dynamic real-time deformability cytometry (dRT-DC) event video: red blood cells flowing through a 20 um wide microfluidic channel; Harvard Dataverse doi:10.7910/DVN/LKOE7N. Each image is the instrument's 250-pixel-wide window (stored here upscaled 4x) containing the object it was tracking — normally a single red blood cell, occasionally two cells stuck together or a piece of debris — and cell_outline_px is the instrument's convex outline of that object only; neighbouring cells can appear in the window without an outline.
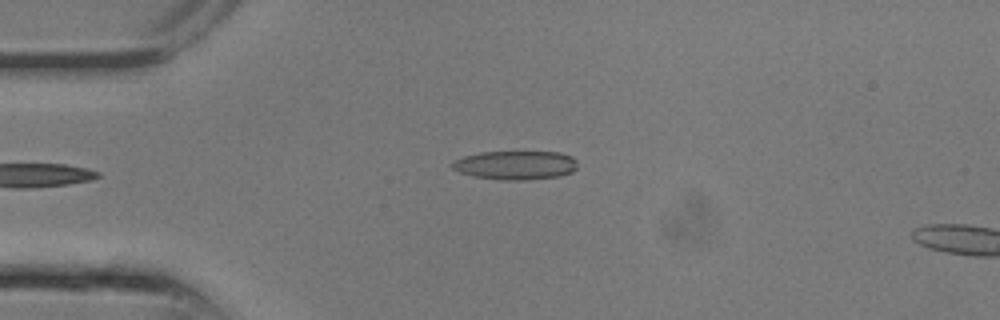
{"species": "common noctule bat (a hibernating species)", "species_latin": "Nyctalus noctula", "temperature_condition": "room temperature", "stored_images_in_passage": 8, "camera_frame_rate_fps": 3000, "um_per_image_px": 0.085, "animal": {"sex": "male", "body_mass_g": 13.3}, "frame": {"image": 1, "passage_image": 8, "time_ms": 2.333, "image_size_px": [1000, 320], "cell_outline_px": [[576, 168], [572, 172], [560, 176], [524, 180], [504, 180], [472, 176], [460, 172], [452, 168], [452, 164], [456, 160], [464, 156], [480, 152], [560, 152], [572, 156], [576, 160]], "centroid_in_image_um": [43.84, 14.04], "position_along_channel_um": 41.2, "area_um2": 20.98}}